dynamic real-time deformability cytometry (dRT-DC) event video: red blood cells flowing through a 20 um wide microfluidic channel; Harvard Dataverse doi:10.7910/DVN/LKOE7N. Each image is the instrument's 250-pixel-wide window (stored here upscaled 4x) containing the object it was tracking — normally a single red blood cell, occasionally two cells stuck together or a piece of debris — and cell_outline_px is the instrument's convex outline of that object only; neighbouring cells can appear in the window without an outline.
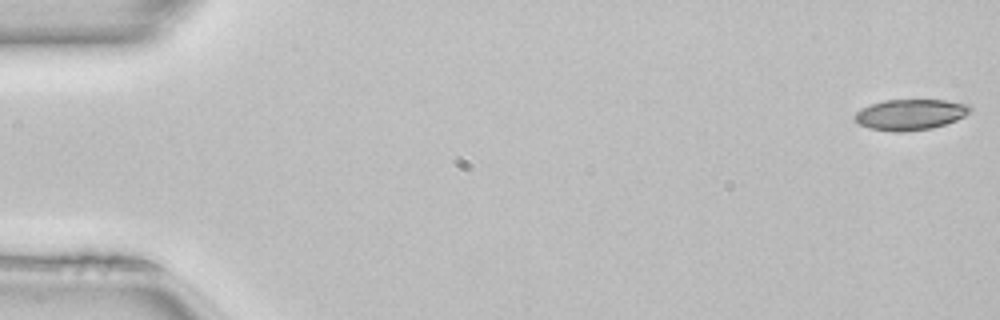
{"species": "common noctule bat (a hibernating species)", "species_latin": "Nyctalus noctula", "temperature_condition": "room temperature", "stored_images_in_passage": 16, "camera_frame_rate_fps": 3000, "um_per_image_px": 0.085, "animal": {"sex": "female", "body_mass_g": 22.7, "forearm_length_mm": 54.2}, "frame": {"image": 1, "passage_image": 1, "time_ms": 0.0, "image_size_px": [1000, 320], "cell_outline_px": [[972, 108], [964, 116], [956, 120], [932, 128], [900, 132], [896, 132], [868, 128], [860, 124], [852, 116], [856, 112], [872, 104], [884, 100], [944, 100], [968, 104]], "centroid_in_image_um": [77.37, 9.74], "position_along_channel_um": 7.6, "area_um2": 20.46}}
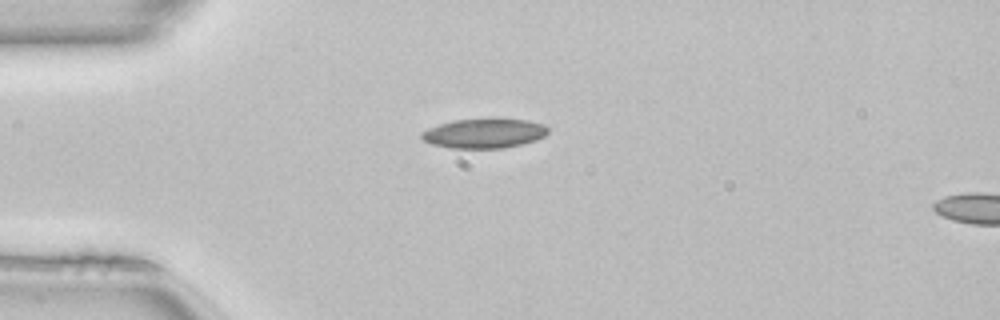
{"frame": {"image": 2, "passage_image": 13, "time_ms": 4.0, "image_size_px": [1000, 320], "cell_outline_px": [[548, 132], [544, 136], [536, 140], [504, 148], [452, 148], [432, 144], [424, 140], [420, 136], [420, 132], [428, 128], [452, 120], [528, 120], [544, 124], [548, 128]], "centroid_in_image_um": [41.14, 11.35], "position_along_channel_um": 43.9, "area_um2": 21.39}}